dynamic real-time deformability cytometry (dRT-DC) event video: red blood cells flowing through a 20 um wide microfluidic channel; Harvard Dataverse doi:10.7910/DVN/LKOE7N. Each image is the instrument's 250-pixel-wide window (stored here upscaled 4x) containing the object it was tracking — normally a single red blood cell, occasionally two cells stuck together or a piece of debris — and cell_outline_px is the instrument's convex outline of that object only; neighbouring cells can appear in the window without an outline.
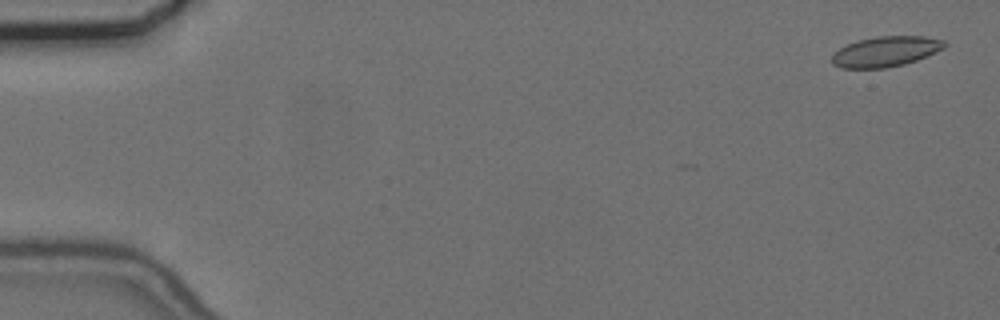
{"species": "common noctule bat (a hibernating species)", "species_latin": "Nyctalus noctula", "temperature_condition": "cold", "stored_images_in_passage": 46, "camera_frame_rate_fps": 3000, "um_per_image_px": 0.085, "animal": {"sex": "female", "body_mass_g": 24.6, "forearm_length_mm": 56.2}, "frame": {"image": 1, "passage_image": 2, "time_ms": 0.333, "image_size_px": [1000, 320], "cell_outline_px": [[948, 44], [944, 48], [936, 52], [916, 60], [904, 64], [884, 68], [840, 68], [832, 64], [832, 56], [840, 48], [856, 40], [876, 36], [924, 36], [944, 40]], "centroid_in_image_um": [75.29, 4.37], "position_along_channel_um": 9.7, "area_um2": 19.88}}
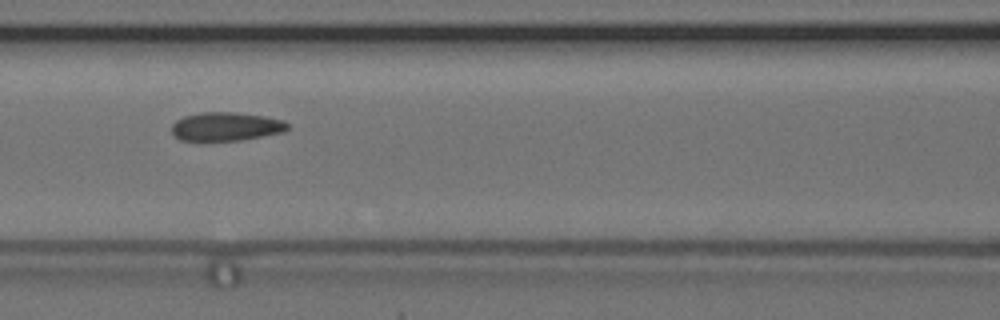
{"frame": {"image": 2, "passage_image": 25, "time_ms": 8.0, "image_size_px": [1000, 320], "cell_outline_px": [[288, 128], [284, 132], [240, 140], [204, 144], [180, 140], [172, 132], [172, 124], [176, 120], [184, 116], [200, 112], [232, 112], [264, 116], [284, 120], [288, 124]], "centroid_in_image_um": [19.15, 10.8], "position_along_channel_um": 147.5, "area_um2": 20.06}}
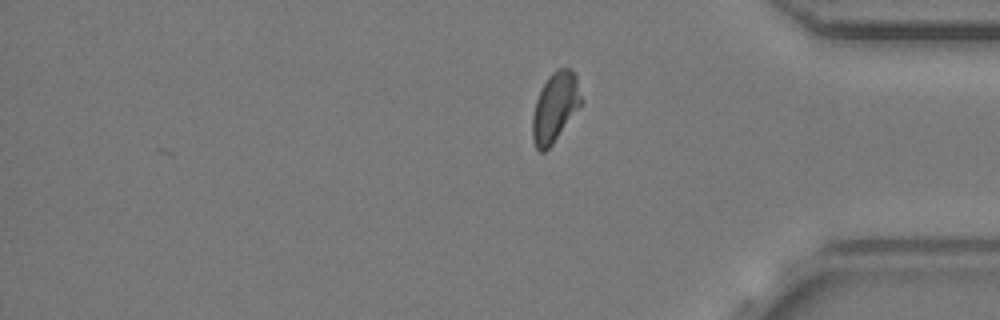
{"frame": {"image": 3, "passage_image": 46, "time_ms": 15.0, "image_size_px": [1000, 320], "cell_outline_px": [[584, 100], [552, 144], [544, 152], [540, 152], [536, 148], [532, 140], [532, 116], [536, 100], [548, 76], [556, 68], [572, 68], [576, 76]], "centroid_in_image_um": [47.19, 9.09], "position_along_channel_um": 388.0, "area_um2": 19.71}, "authors_computed_cell_mechanics": {"area_um2": 19.8254, "velocity_mm_per_s": 3.6811, "shape_relaxation_time_tau1_ms": 6.4134, "shape_relaxation_time_tau2_ms": 1.9955, "deformation_change_tau1": 0.1093, "deformation_change_tau2": 0.0671}}